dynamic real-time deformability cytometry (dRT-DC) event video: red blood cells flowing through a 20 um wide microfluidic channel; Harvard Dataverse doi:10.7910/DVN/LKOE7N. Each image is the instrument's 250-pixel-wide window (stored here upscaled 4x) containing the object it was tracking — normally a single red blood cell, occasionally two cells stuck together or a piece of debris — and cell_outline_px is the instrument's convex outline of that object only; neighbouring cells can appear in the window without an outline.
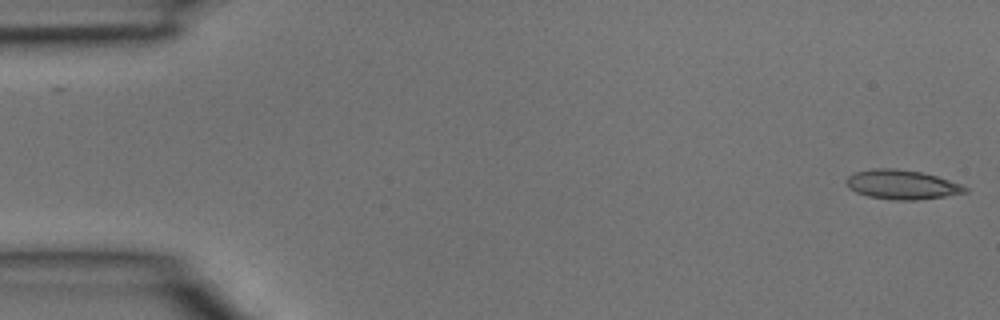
{"species": "common noctule bat (a hibernating species)", "species_latin": "Nyctalus noctula", "temperature_condition": "room temperature", "stored_images_in_passage": 2, "camera_frame_rate_fps": 3000, "um_per_image_px": 0.085, "animal": {"sex": "male", "body_mass_g": 15.6}, "frame": {"image": 1, "passage_image": 2, "time_ms": 0.333, "image_size_px": [1000, 320], "cell_outline_px": [[968, 192], [944, 196], [916, 200], [896, 200], [868, 196], [856, 192], [848, 188], [844, 180], [848, 176], [856, 172], [872, 168], [896, 168], [920, 172], [936, 176], [960, 184], [968, 188]], "centroid_in_image_um": [76.62, 15.69], "position_along_channel_um": 8.4, "area_um2": 20.23}}